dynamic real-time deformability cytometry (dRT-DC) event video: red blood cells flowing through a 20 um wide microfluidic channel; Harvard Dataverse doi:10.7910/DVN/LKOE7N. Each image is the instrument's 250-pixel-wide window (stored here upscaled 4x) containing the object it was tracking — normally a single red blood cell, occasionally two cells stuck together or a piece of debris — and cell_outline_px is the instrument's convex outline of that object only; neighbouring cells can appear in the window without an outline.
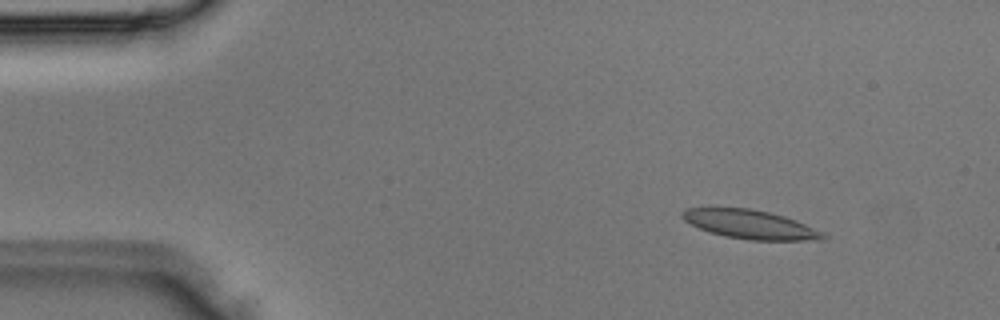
{"species": "Egyptian fruit bat (a non-hibernating species)", "species_latin": "Rousettus aegyptiacus", "temperature_condition": "room temperature", "stored_images_in_passage": 4, "camera_frame_rate_fps": 3000, "um_per_image_px": 0.085, "animal": {"sex": "male"}, "frame": {"image": 1, "passage_image": 2, "time_ms": 0.333, "image_size_px": [1000, 320], "cell_outline_px": [[828, 236], [824, 240], [748, 240], [724, 236], [700, 228], [684, 220], [680, 216], [680, 212], [684, 208], [708, 204], [748, 208], [768, 212], [784, 216], [796, 220], [824, 232]], "centroid_in_image_um": [63.67, 19.02], "position_along_channel_um": 21.3, "area_um2": 24.57}}